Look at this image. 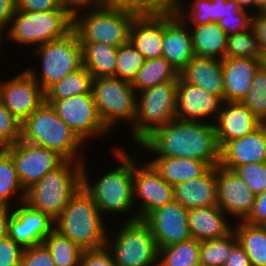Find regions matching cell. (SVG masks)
I'll use <instances>...</instances> for the list:
<instances>
[{
    "instance_id": "1",
    "label": "cell",
    "mask_w": 266,
    "mask_h": 266,
    "mask_svg": "<svg viewBox=\"0 0 266 266\" xmlns=\"http://www.w3.org/2000/svg\"><path fill=\"white\" fill-rule=\"evenodd\" d=\"M138 148L152 157L188 158L206 162L210 167L219 164V146L214 123L191 122L179 119L155 130Z\"/></svg>"
},
{
    "instance_id": "2",
    "label": "cell",
    "mask_w": 266,
    "mask_h": 266,
    "mask_svg": "<svg viewBox=\"0 0 266 266\" xmlns=\"http://www.w3.org/2000/svg\"><path fill=\"white\" fill-rule=\"evenodd\" d=\"M121 146L122 144L112 146L111 153L116 159L114 163L118 162L117 167L108 168V172L106 170L105 174L102 172V176L100 174L97 180L90 178L87 161H83L82 186L92 196L104 218L108 215L113 220L112 216L119 217L118 215L122 214L124 216H120L122 220L126 218L125 221H134L136 220V208H134L133 201V152Z\"/></svg>"
},
{
    "instance_id": "3",
    "label": "cell",
    "mask_w": 266,
    "mask_h": 266,
    "mask_svg": "<svg viewBox=\"0 0 266 266\" xmlns=\"http://www.w3.org/2000/svg\"><path fill=\"white\" fill-rule=\"evenodd\" d=\"M140 9L114 3L73 9V28L79 42L106 43L114 47L130 41V29Z\"/></svg>"
},
{
    "instance_id": "4",
    "label": "cell",
    "mask_w": 266,
    "mask_h": 266,
    "mask_svg": "<svg viewBox=\"0 0 266 266\" xmlns=\"http://www.w3.org/2000/svg\"><path fill=\"white\" fill-rule=\"evenodd\" d=\"M92 196L83 186L70 198L62 213L54 220V229L83 250L105 247L109 228Z\"/></svg>"
},
{
    "instance_id": "5",
    "label": "cell",
    "mask_w": 266,
    "mask_h": 266,
    "mask_svg": "<svg viewBox=\"0 0 266 266\" xmlns=\"http://www.w3.org/2000/svg\"><path fill=\"white\" fill-rule=\"evenodd\" d=\"M20 140L54 150L66 160H87L82 149L85 144L45 102L21 123Z\"/></svg>"
},
{
    "instance_id": "6",
    "label": "cell",
    "mask_w": 266,
    "mask_h": 266,
    "mask_svg": "<svg viewBox=\"0 0 266 266\" xmlns=\"http://www.w3.org/2000/svg\"><path fill=\"white\" fill-rule=\"evenodd\" d=\"M72 28L73 9L39 12L16 9L3 38L18 46L23 45V49L24 46L35 49L43 43L66 36Z\"/></svg>"
},
{
    "instance_id": "7",
    "label": "cell",
    "mask_w": 266,
    "mask_h": 266,
    "mask_svg": "<svg viewBox=\"0 0 266 266\" xmlns=\"http://www.w3.org/2000/svg\"><path fill=\"white\" fill-rule=\"evenodd\" d=\"M82 165L66 160L26 190L25 203L55 220L82 186Z\"/></svg>"
},
{
    "instance_id": "8",
    "label": "cell",
    "mask_w": 266,
    "mask_h": 266,
    "mask_svg": "<svg viewBox=\"0 0 266 266\" xmlns=\"http://www.w3.org/2000/svg\"><path fill=\"white\" fill-rule=\"evenodd\" d=\"M178 81L158 84L137 93L136 116L131 139L139 146L155 130L176 119V90Z\"/></svg>"
},
{
    "instance_id": "9",
    "label": "cell",
    "mask_w": 266,
    "mask_h": 266,
    "mask_svg": "<svg viewBox=\"0 0 266 266\" xmlns=\"http://www.w3.org/2000/svg\"><path fill=\"white\" fill-rule=\"evenodd\" d=\"M120 224L112 235L107 232L105 243L116 265L153 266L158 263L159 248L149 225L144 220Z\"/></svg>"
},
{
    "instance_id": "10",
    "label": "cell",
    "mask_w": 266,
    "mask_h": 266,
    "mask_svg": "<svg viewBox=\"0 0 266 266\" xmlns=\"http://www.w3.org/2000/svg\"><path fill=\"white\" fill-rule=\"evenodd\" d=\"M33 51L37 60L41 62L37 64L40 65V70H36L34 65L26 69L44 92L83 66L82 46L73 30L62 38L37 46Z\"/></svg>"
},
{
    "instance_id": "11",
    "label": "cell",
    "mask_w": 266,
    "mask_h": 266,
    "mask_svg": "<svg viewBox=\"0 0 266 266\" xmlns=\"http://www.w3.org/2000/svg\"><path fill=\"white\" fill-rule=\"evenodd\" d=\"M92 95L99 116L109 131L114 132V127L124 121L126 126L129 124L132 128L136 116L137 92L131 82L114 76L95 78Z\"/></svg>"
},
{
    "instance_id": "12",
    "label": "cell",
    "mask_w": 266,
    "mask_h": 266,
    "mask_svg": "<svg viewBox=\"0 0 266 266\" xmlns=\"http://www.w3.org/2000/svg\"><path fill=\"white\" fill-rule=\"evenodd\" d=\"M136 152H133V201L136 220H145L153 211L175 200L174 188L147 160L143 163L142 154Z\"/></svg>"
},
{
    "instance_id": "13",
    "label": "cell",
    "mask_w": 266,
    "mask_h": 266,
    "mask_svg": "<svg viewBox=\"0 0 266 266\" xmlns=\"http://www.w3.org/2000/svg\"><path fill=\"white\" fill-rule=\"evenodd\" d=\"M45 103L50 104L60 119L87 146L91 139H102L111 133L99 116L92 93L59 100H45Z\"/></svg>"
},
{
    "instance_id": "14",
    "label": "cell",
    "mask_w": 266,
    "mask_h": 266,
    "mask_svg": "<svg viewBox=\"0 0 266 266\" xmlns=\"http://www.w3.org/2000/svg\"><path fill=\"white\" fill-rule=\"evenodd\" d=\"M3 149L11 156L18 178L25 190L66 161L54 150L21 140Z\"/></svg>"
},
{
    "instance_id": "15",
    "label": "cell",
    "mask_w": 266,
    "mask_h": 266,
    "mask_svg": "<svg viewBox=\"0 0 266 266\" xmlns=\"http://www.w3.org/2000/svg\"><path fill=\"white\" fill-rule=\"evenodd\" d=\"M0 101L22 123L45 102V93L27 69L0 80Z\"/></svg>"
},
{
    "instance_id": "16",
    "label": "cell",
    "mask_w": 266,
    "mask_h": 266,
    "mask_svg": "<svg viewBox=\"0 0 266 266\" xmlns=\"http://www.w3.org/2000/svg\"><path fill=\"white\" fill-rule=\"evenodd\" d=\"M217 206L234 222L244 221L251 213L255 194L234 171L215 166Z\"/></svg>"
},
{
    "instance_id": "17",
    "label": "cell",
    "mask_w": 266,
    "mask_h": 266,
    "mask_svg": "<svg viewBox=\"0 0 266 266\" xmlns=\"http://www.w3.org/2000/svg\"><path fill=\"white\" fill-rule=\"evenodd\" d=\"M222 103L223 100L219 96L187 83L179 77L176 90V119L213 123Z\"/></svg>"
},
{
    "instance_id": "18",
    "label": "cell",
    "mask_w": 266,
    "mask_h": 266,
    "mask_svg": "<svg viewBox=\"0 0 266 266\" xmlns=\"http://www.w3.org/2000/svg\"><path fill=\"white\" fill-rule=\"evenodd\" d=\"M194 56L189 25L175 10H163L162 57L180 73Z\"/></svg>"
},
{
    "instance_id": "19",
    "label": "cell",
    "mask_w": 266,
    "mask_h": 266,
    "mask_svg": "<svg viewBox=\"0 0 266 266\" xmlns=\"http://www.w3.org/2000/svg\"><path fill=\"white\" fill-rule=\"evenodd\" d=\"M54 230V219L22 202L13 207L8 236L24 249L43 243Z\"/></svg>"
},
{
    "instance_id": "20",
    "label": "cell",
    "mask_w": 266,
    "mask_h": 266,
    "mask_svg": "<svg viewBox=\"0 0 266 266\" xmlns=\"http://www.w3.org/2000/svg\"><path fill=\"white\" fill-rule=\"evenodd\" d=\"M188 213V209L174 200L156 209L144 220L151 228L158 248L191 238Z\"/></svg>"
},
{
    "instance_id": "21",
    "label": "cell",
    "mask_w": 266,
    "mask_h": 266,
    "mask_svg": "<svg viewBox=\"0 0 266 266\" xmlns=\"http://www.w3.org/2000/svg\"><path fill=\"white\" fill-rule=\"evenodd\" d=\"M263 162H266V124L245 137L225 142L219 148L218 165L228 170Z\"/></svg>"
},
{
    "instance_id": "22",
    "label": "cell",
    "mask_w": 266,
    "mask_h": 266,
    "mask_svg": "<svg viewBox=\"0 0 266 266\" xmlns=\"http://www.w3.org/2000/svg\"><path fill=\"white\" fill-rule=\"evenodd\" d=\"M213 123L219 148L225 142L253 133L263 124L239 101L223 102Z\"/></svg>"
},
{
    "instance_id": "23",
    "label": "cell",
    "mask_w": 266,
    "mask_h": 266,
    "mask_svg": "<svg viewBox=\"0 0 266 266\" xmlns=\"http://www.w3.org/2000/svg\"><path fill=\"white\" fill-rule=\"evenodd\" d=\"M163 10L141 11L130 29V41L146 60L162 57Z\"/></svg>"
},
{
    "instance_id": "24",
    "label": "cell",
    "mask_w": 266,
    "mask_h": 266,
    "mask_svg": "<svg viewBox=\"0 0 266 266\" xmlns=\"http://www.w3.org/2000/svg\"><path fill=\"white\" fill-rule=\"evenodd\" d=\"M260 66L261 60L254 58L222 59L224 102H241Z\"/></svg>"
},
{
    "instance_id": "25",
    "label": "cell",
    "mask_w": 266,
    "mask_h": 266,
    "mask_svg": "<svg viewBox=\"0 0 266 266\" xmlns=\"http://www.w3.org/2000/svg\"><path fill=\"white\" fill-rule=\"evenodd\" d=\"M233 222L218 206L189 209L188 224L191 238L204 241L220 239L233 231Z\"/></svg>"
},
{
    "instance_id": "26",
    "label": "cell",
    "mask_w": 266,
    "mask_h": 266,
    "mask_svg": "<svg viewBox=\"0 0 266 266\" xmlns=\"http://www.w3.org/2000/svg\"><path fill=\"white\" fill-rule=\"evenodd\" d=\"M179 77L187 83L219 96L224 102L222 60L194 56L179 73Z\"/></svg>"
},
{
    "instance_id": "27",
    "label": "cell",
    "mask_w": 266,
    "mask_h": 266,
    "mask_svg": "<svg viewBox=\"0 0 266 266\" xmlns=\"http://www.w3.org/2000/svg\"><path fill=\"white\" fill-rule=\"evenodd\" d=\"M173 188L175 201L188 210L195 207L217 206L215 166L201 177L184 181Z\"/></svg>"
},
{
    "instance_id": "28",
    "label": "cell",
    "mask_w": 266,
    "mask_h": 266,
    "mask_svg": "<svg viewBox=\"0 0 266 266\" xmlns=\"http://www.w3.org/2000/svg\"><path fill=\"white\" fill-rule=\"evenodd\" d=\"M148 162L171 186L204 175L211 167L203 161L177 157H155Z\"/></svg>"
},
{
    "instance_id": "29",
    "label": "cell",
    "mask_w": 266,
    "mask_h": 266,
    "mask_svg": "<svg viewBox=\"0 0 266 266\" xmlns=\"http://www.w3.org/2000/svg\"><path fill=\"white\" fill-rule=\"evenodd\" d=\"M195 56L224 59L227 34L218 23L189 25Z\"/></svg>"
},
{
    "instance_id": "30",
    "label": "cell",
    "mask_w": 266,
    "mask_h": 266,
    "mask_svg": "<svg viewBox=\"0 0 266 266\" xmlns=\"http://www.w3.org/2000/svg\"><path fill=\"white\" fill-rule=\"evenodd\" d=\"M82 46L83 66L95 78L115 77L118 47L106 43L79 42Z\"/></svg>"
},
{
    "instance_id": "31",
    "label": "cell",
    "mask_w": 266,
    "mask_h": 266,
    "mask_svg": "<svg viewBox=\"0 0 266 266\" xmlns=\"http://www.w3.org/2000/svg\"><path fill=\"white\" fill-rule=\"evenodd\" d=\"M233 231L247 253L251 266H266V228L237 221L234 222Z\"/></svg>"
},
{
    "instance_id": "32",
    "label": "cell",
    "mask_w": 266,
    "mask_h": 266,
    "mask_svg": "<svg viewBox=\"0 0 266 266\" xmlns=\"http://www.w3.org/2000/svg\"><path fill=\"white\" fill-rule=\"evenodd\" d=\"M179 73L163 57L148 59L139 69L137 75L131 82L132 87L138 93L158 84L178 81Z\"/></svg>"
},
{
    "instance_id": "33",
    "label": "cell",
    "mask_w": 266,
    "mask_h": 266,
    "mask_svg": "<svg viewBox=\"0 0 266 266\" xmlns=\"http://www.w3.org/2000/svg\"><path fill=\"white\" fill-rule=\"evenodd\" d=\"M25 197L26 190L18 178L11 156L0 148V206L13 208L25 202Z\"/></svg>"
},
{
    "instance_id": "34",
    "label": "cell",
    "mask_w": 266,
    "mask_h": 266,
    "mask_svg": "<svg viewBox=\"0 0 266 266\" xmlns=\"http://www.w3.org/2000/svg\"><path fill=\"white\" fill-rule=\"evenodd\" d=\"M94 77L84 67L71 72L59 82L51 85L44 93L45 100H59L92 93Z\"/></svg>"
},
{
    "instance_id": "35",
    "label": "cell",
    "mask_w": 266,
    "mask_h": 266,
    "mask_svg": "<svg viewBox=\"0 0 266 266\" xmlns=\"http://www.w3.org/2000/svg\"><path fill=\"white\" fill-rule=\"evenodd\" d=\"M200 241L188 240L159 248L160 266H200Z\"/></svg>"
},
{
    "instance_id": "36",
    "label": "cell",
    "mask_w": 266,
    "mask_h": 266,
    "mask_svg": "<svg viewBox=\"0 0 266 266\" xmlns=\"http://www.w3.org/2000/svg\"><path fill=\"white\" fill-rule=\"evenodd\" d=\"M56 266H79L83 249L55 229L44 239Z\"/></svg>"
},
{
    "instance_id": "37",
    "label": "cell",
    "mask_w": 266,
    "mask_h": 266,
    "mask_svg": "<svg viewBox=\"0 0 266 266\" xmlns=\"http://www.w3.org/2000/svg\"><path fill=\"white\" fill-rule=\"evenodd\" d=\"M237 243L234 231L220 239L200 241V266H223Z\"/></svg>"
},
{
    "instance_id": "38",
    "label": "cell",
    "mask_w": 266,
    "mask_h": 266,
    "mask_svg": "<svg viewBox=\"0 0 266 266\" xmlns=\"http://www.w3.org/2000/svg\"><path fill=\"white\" fill-rule=\"evenodd\" d=\"M262 49L252 28L229 35L225 58H254L261 60Z\"/></svg>"
},
{
    "instance_id": "39",
    "label": "cell",
    "mask_w": 266,
    "mask_h": 266,
    "mask_svg": "<svg viewBox=\"0 0 266 266\" xmlns=\"http://www.w3.org/2000/svg\"><path fill=\"white\" fill-rule=\"evenodd\" d=\"M146 59L129 41L118 47L115 77L132 82Z\"/></svg>"
},
{
    "instance_id": "40",
    "label": "cell",
    "mask_w": 266,
    "mask_h": 266,
    "mask_svg": "<svg viewBox=\"0 0 266 266\" xmlns=\"http://www.w3.org/2000/svg\"><path fill=\"white\" fill-rule=\"evenodd\" d=\"M241 103L249 108L253 115L266 124V70L260 66L252 81V86Z\"/></svg>"
},
{
    "instance_id": "41",
    "label": "cell",
    "mask_w": 266,
    "mask_h": 266,
    "mask_svg": "<svg viewBox=\"0 0 266 266\" xmlns=\"http://www.w3.org/2000/svg\"><path fill=\"white\" fill-rule=\"evenodd\" d=\"M174 10L188 25L211 23V0H183Z\"/></svg>"
},
{
    "instance_id": "42",
    "label": "cell",
    "mask_w": 266,
    "mask_h": 266,
    "mask_svg": "<svg viewBox=\"0 0 266 266\" xmlns=\"http://www.w3.org/2000/svg\"><path fill=\"white\" fill-rule=\"evenodd\" d=\"M233 171L255 195L266 191V162L241 165Z\"/></svg>"
},
{
    "instance_id": "43",
    "label": "cell",
    "mask_w": 266,
    "mask_h": 266,
    "mask_svg": "<svg viewBox=\"0 0 266 266\" xmlns=\"http://www.w3.org/2000/svg\"><path fill=\"white\" fill-rule=\"evenodd\" d=\"M21 138V123L0 101V148L12 145Z\"/></svg>"
},
{
    "instance_id": "44",
    "label": "cell",
    "mask_w": 266,
    "mask_h": 266,
    "mask_svg": "<svg viewBox=\"0 0 266 266\" xmlns=\"http://www.w3.org/2000/svg\"><path fill=\"white\" fill-rule=\"evenodd\" d=\"M253 13L248 10H240L236 15H228L218 21V25L225 31L227 36L250 30Z\"/></svg>"
},
{
    "instance_id": "45",
    "label": "cell",
    "mask_w": 266,
    "mask_h": 266,
    "mask_svg": "<svg viewBox=\"0 0 266 266\" xmlns=\"http://www.w3.org/2000/svg\"><path fill=\"white\" fill-rule=\"evenodd\" d=\"M20 266H56L44 243L25 248Z\"/></svg>"
},
{
    "instance_id": "46",
    "label": "cell",
    "mask_w": 266,
    "mask_h": 266,
    "mask_svg": "<svg viewBox=\"0 0 266 266\" xmlns=\"http://www.w3.org/2000/svg\"><path fill=\"white\" fill-rule=\"evenodd\" d=\"M23 251L9 236L0 240V266H20Z\"/></svg>"
},
{
    "instance_id": "47",
    "label": "cell",
    "mask_w": 266,
    "mask_h": 266,
    "mask_svg": "<svg viewBox=\"0 0 266 266\" xmlns=\"http://www.w3.org/2000/svg\"><path fill=\"white\" fill-rule=\"evenodd\" d=\"M16 9L29 12H39L72 8L65 5L62 0H16Z\"/></svg>"
},
{
    "instance_id": "48",
    "label": "cell",
    "mask_w": 266,
    "mask_h": 266,
    "mask_svg": "<svg viewBox=\"0 0 266 266\" xmlns=\"http://www.w3.org/2000/svg\"><path fill=\"white\" fill-rule=\"evenodd\" d=\"M79 266H117L106 247L97 250H84Z\"/></svg>"
},
{
    "instance_id": "49",
    "label": "cell",
    "mask_w": 266,
    "mask_h": 266,
    "mask_svg": "<svg viewBox=\"0 0 266 266\" xmlns=\"http://www.w3.org/2000/svg\"><path fill=\"white\" fill-rule=\"evenodd\" d=\"M240 10L235 0H211V23H217L228 15H236Z\"/></svg>"
},
{
    "instance_id": "50",
    "label": "cell",
    "mask_w": 266,
    "mask_h": 266,
    "mask_svg": "<svg viewBox=\"0 0 266 266\" xmlns=\"http://www.w3.org/2000/svg\"><path fill=\"white\" fill-rule=\"evenodd\" d=\"M111 3L130 6L141 11H162L168 9L167 0H111Z\"/></svg>"
},
{
    "instance_id": "51",
    "label": "cell",
    "mask_w": 266,
    "mask_h": 266,
    "mask_svg": "<svg viewBox=\"0 0 266 266\" xmlns=\"http://www.w3.org/2000/svg\"><path fill=\"white\" fill-rule=\"evenodd\" d=\"M244 222L262 226L266 223V191L255 196L253 209Z\"/></svg>"
},
{
    "instance_id": "52",
    "label": "cell",
    "mask_w": 266,
    "mask_h": 266,
    "mask_svg": "<svg viewBox=\"0 0 266 266\" xmlns=\"http://www.w3.org/2000/svg\"><path fill=\"white\" fill-rule=\"evenodd\" d=\"M262 52H266V12L253 14L251 26Z\"/></svg>"
},
{
    "instance_id": "53",
    "label": "cell",
    "mask_w": 266,
    "mask_h": 266,
    "mask_svg": "<svg viewBox=\"0 0 266 266\" xmlns=\"http://www.w3.org/2000/svg\"><path fill=\"white\" fill-rule=\"evenodd\" d=\"M16 10V0H0V33L6 32Z\"/></svg>"
},
{
    "instance_id": "54",
    "label": "cell",
    "mask_w": 266,
    "mask_h": 266,
    "mask_svg": "<svg viewBox=\"0 0 266 266\" xmlns=\"http://www.w3.org/2000/svg\"><path fill=\"white\" fill-rule=\"evenodd\" d=\"M223 266H251L247 253L239 242L232 248Z\"/></svg>"
},
{
    "instance_id": "55",
    "label": "cell",
    "mask_w": 266,
    "mask_h": 266,
    "mask_svg": "<svg viewBox=\"0 0 266 266\" xmlns=\"http://www.w3.org/2000/svg\"><path fill=\"white\" fill-rule=\"evenodd\" d=\"M13 214V208L0 206V240L8 237L9 221Z\"/></svg>"
},
{
    "instance_id": "56",
    "label": "cell",
    "mask_w": 266,
    "mask_h": 266,
    "mask_svg": "<svg viewBox=\"0 0 266 266\" xmlns=\"http://www.w3.org/2000/svg\"><path fill=\"white\" fill-rule=\"evenodd\" d=\"M65 5L72 9L82 6L102 5L111 3V0H62Z\"/></svg>"
},
{
    "instance_id": "57",
    "label": "cell",
    "mask_w": 266,
    "mask_h": 266,
    "mask_svg": "<svg viewBox=\"0 0 266 266\" xmlns=\"http://www.w3.org/2000/svg\"><path fill=\"white\" fill-rule=\"evenodd\" d=\"M242 10H248L255 14V0H235ZM253 9V10H252Z\"/></svg>"
},
{
    "instance_id": "58",
    "label": "cell",
    "mask_w": 266,
    "mask_h": 266,
    "mask_svg": "<svg viewBox=\"0 0 266 266\" xmlns=\"http://www.w3.org/2000/svg\"><path fill=\"white\" fill-rule=\"evenodd\" d=\"M266 12V0H255V13Z\"/></svg>"
},
{
    "instance_id": "59",
    "label": "cell",
    "mask_w": 266,
    "mask_h": 266,
    "mask_svg": "<svg viewBox=\"0 0 266 266\" xmlns=\"http://www.w3.org/2000/svg\"><path fill=\"white\" fill-rule=\"evenodd\" d=\"M168 9L174 10L183 0H167Z\"/></svg>"
},
{
    "instance_id": "60",
    "label": "cell",
    "mask_w": 266,
    "mask_h": 266,
    "mask_svg": "<svg viewBox=\"0 0 266 266\" xmlns=\"http://www.w3.org/2000/svg\"><path fill=\"white\" fill-rule=\"evenodd\" d=\"M261 66L266 70V52L262 53Z\"/></svg>"
},
{
    "instance_id": "61",
    "label": "cell",
    "mask_w": 266,
    "mask_h": 266,
    "mask_svg": "<svg viewBox=\"0 0 266 266\" xmlns=\"http://www.w3.org/2000/svg\"><path fill=\"white\" fill-rule=\"evenodd\" d=\"M3 35L0 33V45H2L3 44ZM2 43V44H1ZM2 46H0V51H2L1 49H3V48H1Z\"/></svg>"
}]
</instances>
